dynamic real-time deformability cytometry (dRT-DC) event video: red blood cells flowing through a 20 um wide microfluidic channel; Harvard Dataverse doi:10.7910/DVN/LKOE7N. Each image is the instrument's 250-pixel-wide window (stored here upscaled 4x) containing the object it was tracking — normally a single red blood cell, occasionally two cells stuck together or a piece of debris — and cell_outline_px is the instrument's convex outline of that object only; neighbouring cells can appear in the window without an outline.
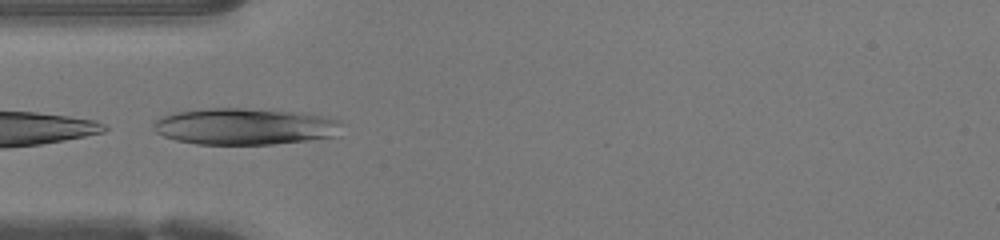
{"species": "human", "species_latin": "Homo sapiens", "temperature_condition": "warm", "stored_images_in_passage": 3, "camera_frame_rate_fps": 3000, "um_per_image_px": 0.085, "donor": {"sex": "female"}, "frame": {"image": 1, "passage_image": 1, "time_ms": 0.0, "image_size_px": [1000, 240], "cell_outline_px": [[340, 124], [332, 136], [308, 140], [272, 144], [196, 144], [176, 140], [164, 136], [156, 132], [152, 128], [152, 124], [160, 116], [172, 112], [208, 108], [244, 108], [296, 112], [324, 116], [340, 120]], "centroid_in_image_um": [20.7, 10.74], "position_along_channel_um": 64.3, "area_um2": 39.88}}